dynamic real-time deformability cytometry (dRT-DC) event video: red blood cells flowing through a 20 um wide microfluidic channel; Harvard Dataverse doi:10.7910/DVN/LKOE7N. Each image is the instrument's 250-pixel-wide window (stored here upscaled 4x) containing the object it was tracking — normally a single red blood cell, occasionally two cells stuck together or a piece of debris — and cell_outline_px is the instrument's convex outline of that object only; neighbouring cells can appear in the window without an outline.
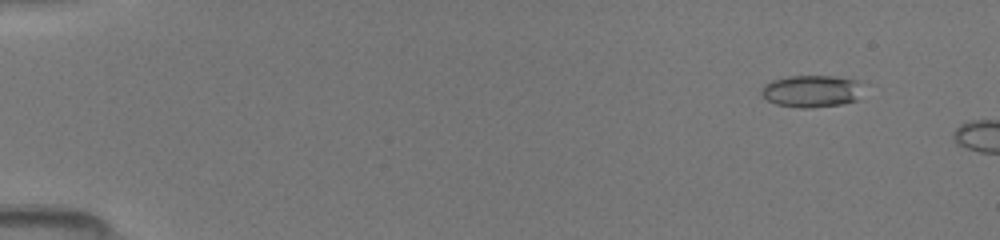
{"species": "common noctule bat (a hibernating species)", "species_latin": "Nyctalus noctula", "temperature_condition": "room temperature", "stored_images_in_passage": 8, "camera_frame_rate_fps": 3000, "um_per_image_px": 0.085, "animal": {"sex": "female", "body_mass_g": 19.5, "forearm_length_mm": 54.1}, "frame": {"image": 1, "passage_image": 5, "time_ms": 1.333, "image_size_px": [1000, 240], "cell_outline_px": [[860, 100], [844, 104], [812, 108], [800, 108], [776, 104], [768, 100], [760, 92], [760, 88], [764, 84], [772, 80], [788, 76], [832, 76], [856, 80]], "centroid_in_image_um": [68.93, 7.76], "position_along_channel_um": 16.1, "area_um2": 18.96}}